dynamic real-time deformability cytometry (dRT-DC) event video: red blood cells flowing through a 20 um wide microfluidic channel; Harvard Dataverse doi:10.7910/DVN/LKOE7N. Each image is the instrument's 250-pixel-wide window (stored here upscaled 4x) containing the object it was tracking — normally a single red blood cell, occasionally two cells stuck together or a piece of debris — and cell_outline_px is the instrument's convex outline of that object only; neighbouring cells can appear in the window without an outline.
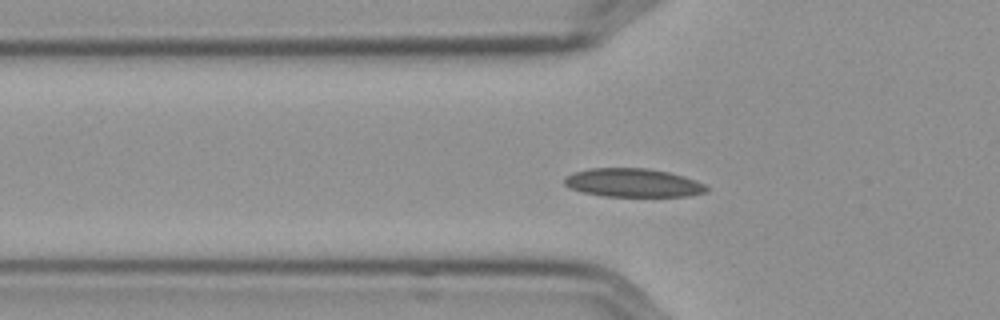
{"species": "Egyptian fruit bat (a non-hibernating species)", "species_latin": "Rousettus aegyptiacus", "temperature_condition": "cold", "stored_images_in_passage": 41, "camera_frame_rate_fps": 3000, "um_per_image_px": 0.085, "frame": {"image": 1, "passage_image": 2, "time_ms": 0.333, "image_size_px": [1000, 320], "cell_outline_px": [[708, 192], [692, 196], [604, 196], [584, 192], [568, 188], [564, 184], [564, 180], [572, 172], [592, 168], [648, 168], [668, 172], [684, 176], [696, 180], [704, 184], [708, 188]], "centroid_in_image_um": [53.83, 15.54], "position_along_channel_um": 72.0, "area_um2": 23.7}}
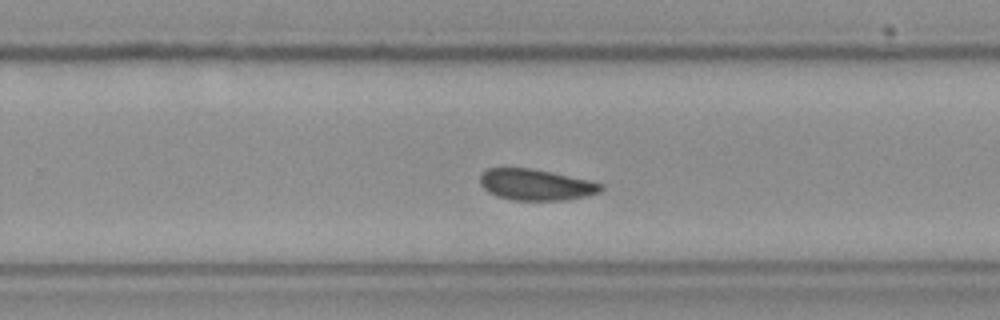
{"frame": {"image": 2, "passage_image": 20, "time_ms": 6.333, "image_size_px": [1000, 320], "cell_outline_px": [[604, 192], [588, 196], [568, 200], [512, 200], [496, 196], [488, 192], [480, 184], [480, 176], [488, 168], [528, 168], [588, 180], [604, 184]], "centroid_in_image_um": [45.59, 15.72], "position_along_channel_um": 284.2, "area_um2": 21.96}}
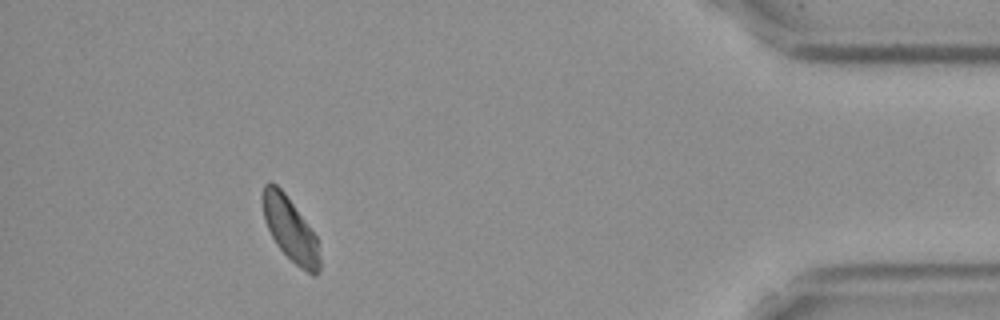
{"frame": {"image": 3, "passage_image": 35, "time_ms": 11.333, "image_size_px": [1000, 320], "cell_outline_px": [[320, 268], [316, 276], [312, 276], [300, 268], [276, 244], [264, 220], [260, 200], [260, 196], [264, 184], [276, 184], [284, 192], [316, 236], [320, 256]], "centroid_in_image_um": [24.65, 19.49], "position_along_channel_um": 410.6, "area_um2": 21.1}, "authors_computed_cell_mechanics": {"area_um2": 21.964, "velocity_mm_per_s": 3.5348, "shape_relaxation_time_tau1_ms": null, "shape_relaxation_time_tau2_ms": 3.4353, "deformation_change_tau1": null, "deformation_change_tau2": 0.0554}}